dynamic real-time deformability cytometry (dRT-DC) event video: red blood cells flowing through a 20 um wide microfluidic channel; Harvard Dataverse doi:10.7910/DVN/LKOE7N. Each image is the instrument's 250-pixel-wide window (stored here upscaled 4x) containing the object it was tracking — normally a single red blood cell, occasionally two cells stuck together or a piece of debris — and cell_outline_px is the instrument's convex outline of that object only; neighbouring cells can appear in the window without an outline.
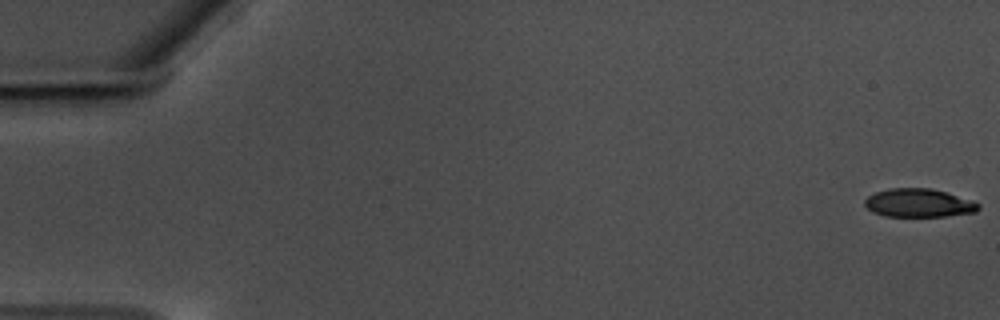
{"species": "common noctule bat (a hibernating species)", "species_latin": "Nyctalus noctula", "temperature_condition": "warm", "stored_images_in_passage": 60, "camera_frame_rate_fps": 3000, "um_per_image_px": 0.085, "animal": {"sex": "male", "body_mass_g": 17.5, "forearm_length_mm": 52.3}, "frame": {"image": 1, "passage_image": 1, "time_ms": 0.0, "image_size_px": [1000, 320], "cell_outline_px": [[980, 208], [976, 212], [944, 216], [884, 216], [868, 208], [864, 204], [864, 200], [868, 196], [876, 192], [888, 188], [932, 188], [972, 200], [980, 204]], "centroid_in_image_um": [78.11, 17.24], "position_along_channel_um": 6.9, "area_um2": 18.73}}
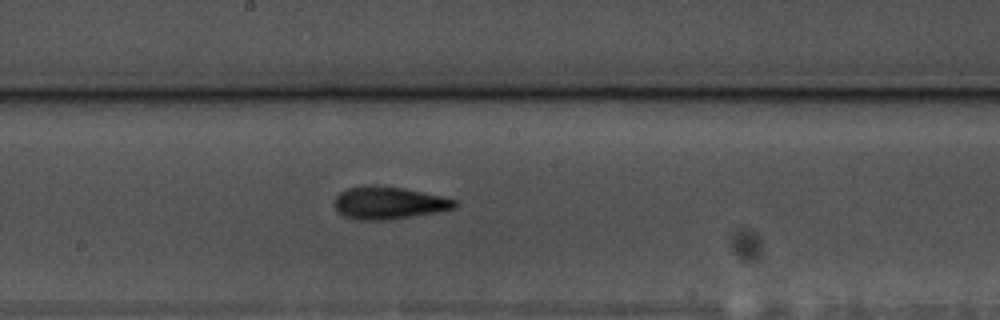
{"frame": {"image": 2, "passage_image": 33, "time_ms": 10.667, "image_size_px": [1000, 320], "cell_outline_px": [[460, 204], [456, 208], [440, 212], [388, 220], [360, 220], [344, 216], [336, 212], [336, 196], [340, 192], [348, 188], [364, 184], [372, 184], [404, 188], [424, 192], [460, 200]], "centroid_in_image_um": [33.11, 17.24], "position_along_channel_um": 215.1, "area_um2": 23.29}}
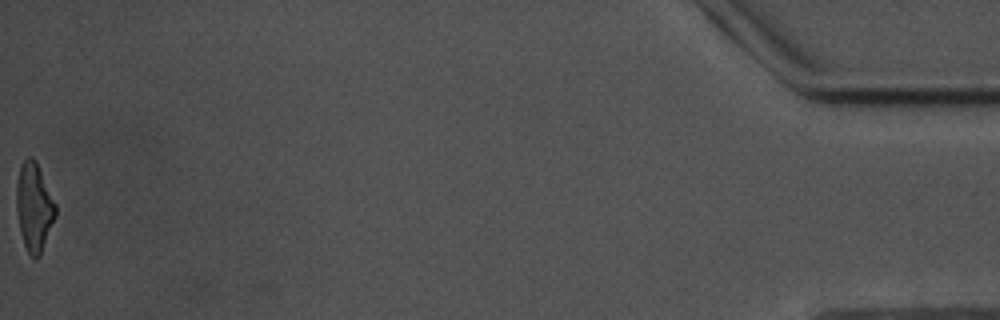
{"frame": {"image": 3, "passage_image": 60, "time_ms": 19.667, "image_size_px": [1000, 320], "cell_outline_px": [[56, 216], [40, 256], [36, 260], [32, 260], [28, 256], [20, 232], [16, 212], [16, 180], [20, 164], [28, 156], [32, 156], [36, 160], [56, 204]], "centroid_in_image_um": [2.88, 17.62], "position_along_channel_um": 432.3, "area_um2": 20.63}, "authors_computed_cell_mechanics": {"area_um2": 21.0392, "velocity_mm_per_s": 3.494, "shape_relaxation_time_tau1_ms": 4.2325, "shape_relaxation_time_tau2_ms": 2.8406, "deformation_change_tau1": 0.1642, "deformation_change_tau2": 0.1191}}